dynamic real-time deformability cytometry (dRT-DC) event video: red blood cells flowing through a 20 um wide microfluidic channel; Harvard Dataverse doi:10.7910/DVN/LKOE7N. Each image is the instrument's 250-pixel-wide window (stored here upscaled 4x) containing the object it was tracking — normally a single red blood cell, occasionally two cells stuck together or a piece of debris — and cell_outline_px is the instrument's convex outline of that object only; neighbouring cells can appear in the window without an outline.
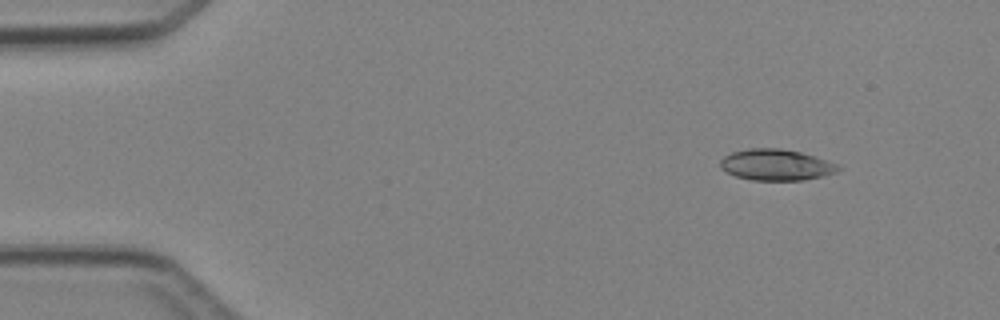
{"species": "Egyptian fruit bat (a non-hibernating species)", "species_latin": "Rousettus aegyptiacus", "temperature_condition": "cold", "stored_images_in_passage": 3, "camera_frame_rate_fps": 3000, "um_per_image_px": 0.085, "animal": {"sex": "female"}, "frame": {"image": 1, "passage_image": 1, "time_ms": 0.0, "image_size_px": [1000, 320], "cell_outline_px": [[844, 168], [836, 172], [824, 176], [804, 180], [752, 180], [736, 176], [720, 168], [720, 160], [724, 156], [732, 152], [748, 148], [780, 148], [800, 152], [840, 164]], "centroid_in_image_um": [66.0, 14.01], "position_along_channel_um": 19.0, "area_um2": 21.56}}